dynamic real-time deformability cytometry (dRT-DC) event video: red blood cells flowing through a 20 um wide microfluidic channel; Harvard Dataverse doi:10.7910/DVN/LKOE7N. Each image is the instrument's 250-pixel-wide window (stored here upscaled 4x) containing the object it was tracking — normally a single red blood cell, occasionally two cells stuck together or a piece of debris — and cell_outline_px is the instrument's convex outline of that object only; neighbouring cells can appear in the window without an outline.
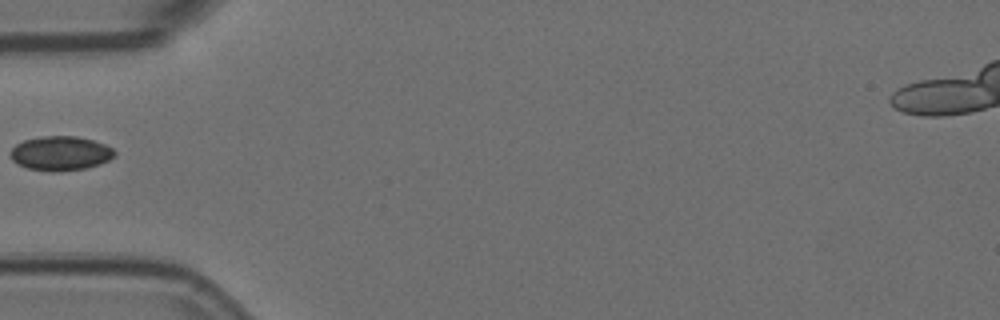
{"species": "Egyptian fruit bat (a non-hibernating species)", "species_latin": "Rousettus aegyptiacus", "temperature_condition": "room temperature", "stored_images_in_passage": 6, "camera_frame_rate_fps": 3000, "um_per_image_px": 0.085, "animal": {"sex": "female"}, "frame": {"image": 1, "passage_image": 5, "time_ms": 1.333, "image_size_px": [1000, 320], "cell_outline_px": [[116, 152], [108, 160], [100, 164], [88, 168], [56, 172], [28, 168], [12, 160], [12, 148], [16, 144], [24, 140], [40, 136], [76, 136], [92, 140], [104, 144], [112, 148]], "centroid_in_image_um": [5.16, 13.03], "position_along_channel_um": 79.8, "area_um2": 20.63}}